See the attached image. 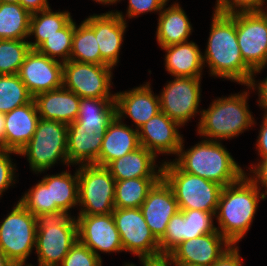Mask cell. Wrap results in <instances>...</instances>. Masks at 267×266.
<instances>
[{
  "label": "cell",
  "instance_id": "cell-1",
  "mask_svg": "<svg viewBox=\"0 0 267 266\" xmlns=\"http://www.w3.org/2000/svg\"><path fill=\"white\" fill-rule=\"evenodd\" d=\"M203 65L214 77L249 85L253 70L244 62L237 40L236 14L213 10ZM206 63V64H205Z\"/></svg>",
  "mask_w": 267,
  "mask_h": 266
},
{
  "label": "cell",
  "instance_id": "cell-2",
  "mask_svg": "<svg viewBox=\"0 0 267 266\" xmlns=\"http://www.w3.org/2000/svg\"><path fill=\"white\" fill-rule=\"evenodd\" d=\"M263 188L261 179L249 174L223 187L215 218L218 222L217 230L232 245H237L250 229L258 203L266 199Z\"/></svg>",
  "mask_w": 267,
  "mask_h": 266
},
{
  "label": "cell",
  "instance_id": "cell-3",
  "mask_svg": "<svg viewBox=\"0 0 267 266\" xmlns=\"http://www.w3.org/2000/svg\"><path fill=\"white\" fill-rule=\"evenodd\" d=\"M184 140L173 162L182 170L225 187L247 172L235 161L221 141L203 139L184 150Z\"/></svg>",
  "mask_w": 267,
  "mask_h": 266
},
{
  "label": "cell",
  "instance_id": "cell-4",
  "mask_svg": "<svg viewBox=\"0 0 267 266\" xmlns=\"http://www.w3.org/2000/svg\"><path fill=\"white\" fill-rule=\"evenodd\" d=\"M249 94L246 90L228 97H217L207 109H202L197 134L207 140L223 141L238 137L256 125L249 110Z\"/></svg>",
  "mask_w": 267,
  "mask_h": 266
},
{
  "label": "cell",
  "instance_id": "cell-5",
  "mask_svg": "<svg viewBox=\"0 0 267 266\" xmlns=\"http://www.w3.org/2000/svg\"><path fill=\"white\" fill-rule=\"evenodd\" d=\"M35 252L38 266H59L78 240L76 217L58 210L36 216Z\"/></svg>",
  "mask_w": 267,
  "mask_h": 266
},
{
  "label": "cell",
  "instance_id": "cell-6",
  "mask_svg": "<svg viewBox=\"0 0 267 266\" xmlns=\"http://www.w3.org/2000/svg\"><path fill=\"white\" fill-rule=\"evenodd\" d=\"M162 161V178L171 187L179 210L216 212L223 186L182 171L171 160Z\"/></svg>",
  "mask_w": 267,
  "mask_h": 266
},
{
  "label": "cell",
  "instance_id": "cell-7",
  "mask_svg": "<svg viewBox=\"0 0 267 266\" xmlns=\"http://www.w3.org/2000/svg\"><path fill=\"white\" fill-rule=\"evenodd\" d=\"M67 138L68 125L40 118L33 137L19 155L27 158L30 169L35 174L48 171L58 161L69 167Z\"/></svg>",
  "mask_w": 267,
  "mask_h": 266
},
{
  "label": "cell",
  "instance_id": "cell-8",
  "mask_svg": "<svg viewBox=\"0 0 267 266\" xmlns=\"http://www.w3.org/2000/svg\"><path fill=\"white\" fill-rule=\"evenodd\" d=\"M78 167V215L112 213L116 180L109 170L95 164Z\"/></svg>",
  "mask_w": 267,
  "mask_h": 266
},
{
  "label": "cell",
  "instance_id": "cell-9",
  "mask_svg": "<svg viewBox=\"0 0 267 266\" xmlns=\"http://www.w3.org/2000/svg\"><path fill=\"white\" fill-rule=\"evenodd\" d=\"M36 217L19 201L0 223V251L13 264H26L36 246Z\"/></svg>",
  "mask_w": 267,
  "mask_h": 266
},
{
  "label": "cell",
  "instance_id": "cell-10",
  "mask_svg": "<svg viewBox=\"0 0 267 266\" xmlns=\"http://www.w3.org/2000/svg\"><path fill=\"white\" fill-rule=\"evenodd\" d=\"M113 67L69 60L63 63V87L80 98H115Z\"/></svg>",
  "mask_w": 267,
  "mask_h": 266
},
{
  "label": "cell",
  "instance_id": "cell-11",
  "mask_svg": "<svg viewBox=\"0 0 267 266\" xmlns=\"http://www.w3.org/2000/svg\"><path fill=\"white\" fill-rule=\"evenodd\" d=\"M167 81L159 94L160 109L170 119L182 127L202 110L198 107L201 101L202 77H173Z\"/></svg>",
  "mask_w": 267,
  "mask_h": 266
},
{
  "label": "cell",
  "instance_id": "cell-12",
  "mask_svg": "<svg viewBox=\"0 0 267 266\" xmlns=\"http://www.w3.org/2000/svg\"><path fill=\"white\" fill-rule=\"evenodd\" d=\"M236 33L242 58L254 77L267 66V15L236 13Z\"/></svg>",
  "mask_w": 267,
  "mask_h": 266
},
{
  "label": "cell",
  "instance_id": "cell-13",
  "mask_svg": "<svg viewBox=\"0 0 267 266\" xmlns=\"http://www.w3.org/2000/svg\"><path fill=\"white\" fill-rule=\"evenodd\" d=\"M112 215L125 252L139 259L161 255L159 241L150 231L140 208H115Z\"/></svg>",
  "mask_w": 267,
  "mask_h": 266
},
{
  "label": "cell",
  "instance_id": "cell-14",
  "mask_svg": "<svg viewBox=\"0 0 267 266\" xmlns=\"http://www.w3.org/2000/svg\"><path fill=\"white\" fill-rule=\"evenodd\" d=\"M78 241L101 260L99 252H124L112 213L107 215H77Z\"/></svg>",
  "mask_w": 267,
  "mask_h": 266
},
{
  "label": "cell",
  "instance_id": "cell-15",
  "mask_svg": "<svg viewBox=\"0 0 267 266\" xmlns=\"http://www.w3.org/2000/svg\"><path fill=\"white\" fill-rule=\"evenodd\" d=\"M125 19L122 11L111 10L106 13L90 15L83 20L95 32L101 58L113 68L119 62L120 50L127 28Z\"/></svg>",
  "mask_w": 267,
  "mask_h": 266
},
{
  "label": "cell",
  "instance_id": "cell-16",
  "mask_svg": "<svg viewBox=\"0 0 267 266\" xmlns=\"http://www.w3.org/2000/svg\"><path fill=\"white\" fill-rule=\"evenodd\" d=\"M17 75L33 97L63 87V63L37 50H30Z\"/></svg>",
  "mask_w": 267,
  "mask_h": 266
},
{
  "label": "cell",
  "instance_id": "cell-17",
  "mask_svg": "<svg viewBox=\"0 0 267 266\" xmlns=\"http://www.w3.org/2000/svg\"><path fill=\"white\" fill-rule=\"evenodd\" d=\"M182 126L170 119L165 113L159 112L138 129L140 146L157 154L177 155L183 141L179 132Z\"/></svg>",
  "mask_w": 267,
  "mask_h": 266
},
{
  "label": "cell",
  "instance_id": "cell-18",
  "mask_svg": "<svg viewBox=\"0 0 267 266\" xmlns=\"http://www.w3.org/2000/svg\"><path fill=\"white\" fill-rule=\"evenodd\" d=\"M232 244L217 230L183 241L168 255L174 263L211 266Z\"/></svg>",
  "mask_w": 267,
  "mask_h": 266
},
{
  "label": "cell",
  "instance_id": "cell-19",
  "mask_svg": "<svg viewBox=\"0 0 267 266\" xmlns=\"http://www.w3.org/2000/svg\"><path fill=\"white\" fill-rule=\"evenodd\" d=\"M150 85L146 82L131 90L115 93L116 116L120 120L129 117L137 130L161 112L159 95H154Z\"/></svg>",
  "mask_w": 267,
  "mask_h": 266
},
{
  "label": "cell",
  "instance_id": "cell-20",
  "mask_svg": "<svg viewBox=\"0 0 267 266\" xmlns=\"http://www.w3.org/2000/svg\"><path fill=\"white\" fill-rule=\"evenodd\" d=\"M140 210L150 231L159 241L166 233L171 217L179 211L174 193L163 178L149 191Z\"/></svg>",
  "mask_w": 267,
  "mask_h": 266
},
{
  "label": "cell",
  "instance_id": "cell-21",
  "mask_svg": "<svg viewBox=\"0 0 267 266\" xmlns=\"http://www.w3.org/2000/svg\"><path fill=\"white\" fill-rule=\"evenodd\" d=\"M33 100L41 119L54 120L66 125L77 119L80 97L64 87L39 93Z\"/></svg>",
  "mask_w": 267,
  "mask_h": 266
},
{
  "label": "cell",
  "instance_id": "cell-22",
  "mask_svg": "<svg viewBox=\"0 0 267 266\" xmlns=\"http://www.w3.org/2000/svg\"><path fill=\"white\" fill-rule=\"evenodd\" d=\"M39 119L34 100L5 113V149L19 153L33 137Z\"/></svg>",
  "mask_w": 267,
  "mask_h": 266
},
{
  "label": "cell",
  "instance_id": "cell-23",
  "mask_svg": "<svg viewBox=\"0 0 267 266\" xmlns=\"http://www.w3.org/2000/svg\"><path fill=\"white\" fill-rule=\"evenodd\" d=\"M133 126L124 124L117 116L113 119L104 133L96 165L106 167L111 161L140 147L138 130Z\"/></svg>",
  "mask_w": 267,
  "mask_h": 266
},
{
  "label": "cell",
  "instance_id": "cell-24",
  "mask_svg": "<svg viewBox=\"0 0 267 266\" xmlns=\"http://www.w3.org/2000/svg\"><path fill=\"white\" fill-rule=\"evenodd\" d=\"M156 158L158 157L151 151L140 146L125 156L111 161L106 168L115 180L162 178L163 162L160 163V166L156 165Z\"/></svg>",
  "mask_w": 267,
  "mask_h": 266
},
{
  "label": "cell",
  "instance_id": "cell-25",
  "mask_svg": "<svg viewBox=\"0 0 267 266\" xmlns=\"http://www.w3.org/2000/svg\"><path fill=\"white\" fill-rule=\"evenodd\" d=\"M178 3H171V6L169 5L167 8L168 4L166 3L158 16L156 41L161 48L187 42L192 35V24Z\"/></svg>",
  "mask_w": 267,
  "mask_h": 266
},
{
  "label": "cell",
  "instance_id": "cell-26",
  "mask_svg": "<svg viewBox=\"0 0 267 266\" xmlns=\"http://www.w3.org/2000/svg\"><path fill=\"white\" fill-rule=\"evenodd\" d=\"M165 53V69L173 77H202L204 68L199 46L187 41L162 47Z\"/></svg>",
  "mask_w": 267,
  "mask_h": 266
},
{
  "label": "cell",
  "instance_id": "cell-27",
  "mask_svg": "<svg viewBox=\"0 0 267 266\" xmlns=\"http://www.w3.org/2000/svg\"><path fill=\"white\" fill-rule=\"evenodd\" d=\"M95 129L68 126L67 156L70 165L95 164L100 154L104 133Z\"/></svg>",
  "mask_w": 267,
  "mask_h": 266
},
{
  "label": "cell",
  "instance_id": "cell-28",
  "mask_svg": "<svg viewBox=\"0 0 267 266\" xmlns=\"http://www.w3.org/2000/svg\"><path fill=\"white\" fill-rule=\"evenodd\" d=\"M115 117V98H80L77 119L68 126L95 129V134L105 133Z\"/></svg>",
  "mask_w": 267,
  "mask_h": 266
},
{
  "label": "cell",
  "instance_id": "cell-29",
  "mask_svg": "<svg viewBox=\"0 0 267 266\" xmlns=\"http://www.w3.org/2000/svg\"><path fill=\"white\" fill-rule=\"evenodd\" d=\"M41 181L50 188L51 204L67 211L78 206V169L74 175L67 170L55 175L47 174Z\"/></svg>",
  "mask_w": 267,
  "mask_h": 266
},
{
  "label": "cell",
  "instance_id": "cell-30",
  "mask_svg": "<svg viewBox=\"0 0 267 266\" xmlns=\"http://www.w3.org/2000/svg\"><path fill=\"white\" fill-rule=\"evenodd\" d=\"M72 20L67 11H52L49 9L34 12L30 17L29 39L34 35V42L28 41L31 50H36L48 37L64 28ZM31 36V37H30Z\"/></svg>",
  "mask_w": 267,
  "mask_h": 266
},
{
  "label": "cell",
  "instance_id": "cell-31",
  "mask_svg": "<svg viewBox=\"0 0 267 266\" xmlns=\"http://www.w3.org/2000/svg\"><path fill=\"white\" fill-rule=\"evenodd\" d=\"M30 17L20 3H0V39L28 40Z\"/></svg>",
  "mask_w": 267,
  "mask_h": 266
},
{
  "label": "cell",
  "instance_id": "cell-32",
  "mask_svg": "<svg viewBox=\"0 0 267 266\" xmlns=\"http://www.w3.org/2000/svg\"><path fill=\"white\" fill-rule=\"evenodd\" d=\"M161 178H132L116 180L115 208H140L149 191Z\"/></svg>",
  "mask_w": 267,
  "mask_h": 266
},
{
  "label": "cell",
  "instance_id": "cell-33",
  "mask_svg": "<svg viewBox=\"0 0 267 266\" xmlns=\"http://www.w3.org/2000/svg\"><path fill=\"white\" fill-rule=\"evenodd\" d=\"M70 60L82 63L108 65L100 55L95 32L84 22H75Z\"/></svg>",
  "mask_w": 267,
  "mask_h": 266
},
{
  "label": "cell",
  "instance_id": "cell-34",
  "mask_svg": "<svg viewBox=\"0 0 267 266\" xmlns=\"http://www.w3.org/2000/svg\"><path fill=\"white\" fill-rule=\"evenodd\" d=\"M33 100L17 74L0 75V112L8 113Z\"/></svg>",
  "mask_w": 267,
  "mask_h": 266
},
{
  "label": "cell",
  "instance_id": "cell-35",
  "mask_svg": "<svg viewBox=\"0 0 267 266\" xmlns=\"http://www.w3.org/2000/svg\"><path fill=\"white\" fill-rule=\"evenodd\" d=\"M74 29L75 21L72 19L64 28L48 37L36 50L40 54L58 60L59 62L65 63L69 61Z\"/></svg>",
  "mask_w": 267,
  "mask_h": 266
},
{
  "label": "cell",
  "instance_id": "cell-36",
  "mask_svg": "<svg viewBox=\"0 0 267 266\" xmlns=\"http://www.w3.org/2000/svg\"><path fill=\"white\" fill-rule=\"evenodd\" d=\"M30 50L28 40L0 39V75L17 74Z\"/></svg>",
  "mask_w": 267,
  "mask_h": 266
},
{
  "label": "cell",
  "instance_id": "cell-37",
  "mask_svg": "<svg viewBox=\"0 0 267 266\" xmlns=\"http://www.w3.org/2000/svg\"><path fill=\"white\" fill-rule=\"evenodd\" d=\"M181 211L183 241L217 231V226L214 225L216 212L193 209Z\"/></svg>",
  "mask_w": 267,
  "mask_h": 266
},
{
  "label": "cell",
  "instance_id": "cell-38",
  "mask_svg": "<svg viewBox=\"0 0 267 266\" xmlns=\"http://www.w3.org/2000/svg\"><path fill=\"white\" fill-rule=\"evenodd\" d=\"M19 202L35 217L42 213L61 210L56 204H51L50 188L42 181L28 189Z\"/></svg>",
  "mask_w": 267,
  "mask_h": 266
},
{
  "label": "cell",
  "instance_id": "cell-39",
  "mask_svg": "<svg viewBox=\"0 0 267 266\" xmlns=\"http://www.w3.org/2000/svg\"><path fill=\"white\" fill-rule=\"evenodd\" d=\"M102 264L103 260L77 240L59 266H102Z\"/></svg>",
  "mask_w": 267,
  "mask_h": 266
},
{
  "label": "cell",
  "instance_id": "cell-40",
  "mask_svg": "<svg viewBox=\"0 0 267 266\" xmlns=\"http://www.w3.org/2000/svg\"><path fill=\"white\" fill-rule=\"evenodd\" d=\"M183 242L182 236V211L173 215L167 224L164 236L159 240L161 254H169L175 247Z\"/></svg>",
  "mask_w": 267,
  "mask_h": 266
},
{
  "label": "cell",
  "instance_id": "cell-41",
  "mask_svg": "<svg viewBox=\"0 0 267 266\" xmlns=\"http://www.w3.org/2000/svg\"><path fill=\"white\" fill-rule=\"evenodd\" d=\"M267 0H216L214 9L223 14L263 12Z\"/></svg>",
  "mask_w": 267,
  "mask_h": 266
},
{
  "label": "cell",
  "instance_id": "cell-42",
  "mask_svg": "<svg viewBox=\"0 0 267 266\" xmlns=\"http://www.w3.org/2000/svg\"><path fill=\"white\" fill-rule=\"evenodd\" d=\"M12 153L19 155V153L11 150H5L0 153V197H2L3 193L17 181L15 178L16 164L12 162L13 159L10 156Z\"/></svg>",
  "mask_w": 267,
  "mask_h": 266
},
{
  "label": "cell",
  "instance_id": "cell-43",
  "mask_svg": "<svg viewBox=\"0 0 267 266\" xmlns=\"http://www.w3.org/2000/svg\"><path fill=\"white\" fill-rule=\"evenodd\" d=\"M169 1L170 0H128V7L125 15L131 19L148 12L160 14L163 6L169 3Z\"/></svg>",
  "mask_w": 267,
  "mask_h": 266
},
{
  "label": "cell",
  "instance_id": "cell-44",
  "mask_svg": "<svg viewBox=\"0 0 267 266\" xmlns=\"http://www.w3.org/2000/svg\"><path fill=\"white\" fill-rule=\"evenodd\" d=\"M259 134L257 136L256 149L260 160L255 165L252 164L249 170V175H258L264 168L267 167V115H263L262 122L259 129Z\"/></svg>",
  "mask_w": 267,
  "mask_h": 266
},
{
  "label": "cell",
  "instance_id": "cell-45",
  "mask_svg": "<svg viewBox=\"0 0 267 266\" xmlns=\"http://www.w3.org/2000/svg\"><path fill=\"white\" fill-rule=\"evenodd\" d=\"M238 245H231L211 266H244Z\"/></svg>",
  "mask_w": 267,
  "mask_h": 266
},
{
  "label": "cell",
  "instance_id": "cell-46",
  "mask_svg": "<svg viewBox=\"0 0 267 266\" xmlns=\"http://www.w3.org/2000/svg\"><path fill=\"white\" fill-rule=\"evenodd\" d=\"M247 88L248 90L257 91L259 97L257 100L258 106L263 109V115H267V76L260 81H256L255 77H252Z\"/></svg>",
  "mask_w": 267,
  "mask_h": 266
},
{
  "label": "cell",
  "instance_id": "cell-47",
  "mask_svg": "<svg viewBox=\"0 0 267 266\" xmlns=\"http://www.w3.org/2000/svg\"><path fill=\"white\" fill-rule=\"evenodd\" d=\"M143 266H171L174 265L172 258L168 254H161L155 257L140 258Z\"/></svg>",
  "mask_w": 267,
  "mask_h": 266
},
{
  "label": "cell",
  "instance_id": "cell-48",
  "mask_svg": "<svg viewBox=\"0 0 267 266\" xmlns=\"http://www.w3.org/2000/svg\"><path fill=\"white\" fill-rule=\"evenodd\" d=\"M19 3L23 6L24 9L28 10L31 14L50 8L48 0H19Z\"/></svg>",
  "mask_w": 267,
  "mask_h": 266
},
{
  "label": "cell",
  "instance_id": "cell-49",
  "mask_svg": "<svg viewBox=\"0 0 267 266\" xmlns=\"http://www.w3.org/2000/svg\"><path fill=\"white\" fill-rule=\"evenodd\" d=\"M0 141L5 147V113L0 112Z\"/></svg>",
  "mask_w": 267,
  "mask_h": 266
},
{
  "label": "cell",
  "instance_id": "cell-50",
  "mask_svg": "<svg viewBox=\"0 0 267 266\" xmlns=\"http://www.w3.org/2000/svg\"><path fill=\"white\" fill-rule=\"evenodd\" d=\"M257 176L261 179L263 183L265 189V197L267 198V167L264 168Z\"/></svg>",
  "mask_w": 267,
  "mask_h": 266
},
{
  "label": "cell",
  "instance_id": "cell-51",
  "mask_svg": "<svg viewBox=\"0 0 267 266\" xmlns=\"http://www.w3.org/2000/svg\"><path fill=\"white\" fill-rule=\"evenodd\" d=\"M13 263L7 258V256L0 251V266H12Z\"/></svg>",
  "mask_w": 267,
  "mask_h": 266
},
{
  "label": "cell",
  "instance_id": "cell-52",
  "mask_svg": "<svg viewBox=\"0 0 267 266\" xmlns=\"http://www.w3.org/2000/svg\"><path fill=\"white\" fill-rule=\"evenodd\" d=\"M93 1L102 5H113L119 2V0H93Z\"/></svg>",
  "mask_w": 267,
  "mask_h": 266
},
{
  "label": "cell",
  "instance_id": "cell-53",
  "mask_svg": "<svg viewBox=\"0 0 267 266\" xmlns=\"http://www.w3.org/2000/svg\"><path fill=\"white\" fill-rule=\"evenodd\" d=\"M173 266H198V265H193L188 263H174Z\"/></svg>",
  "mask_w": 267,
  "mask_h": 266
},
{
  "label": "cell",
  "instance_id": "cell-54",
  "mask_svg": "<svg viewBox=\"0 0 267 266\" xmlns=\"http://www.w3.org/2000/svg\"><path fill=\"white\" fill-rule=\"evenodd\" d=\"M0 3H19V0H0Z\"/></svg>",
  "mask_w": 267,
  "mask_h": 266
},
{
  "label": "cell",
  "instance_id": "cell-55",
  "mask_svg": "<svg viewBox=\"0 0 267 266\" xmlns=\"http://www.w3.org/2000/svg\"><path fill=\"white\" fill-rule=\"evenodd\" d=\"M12 266H34V265H32L31 263H28L27 261L26 264H13Z\"/></svg>",
  "mask_w": 267,
  "mask_h": 266
},
{
  "label": "cell",
  "instance_id": "cell-56",
  "mask_svg": "<svg viewBox=\"0 0 267 266\" xmlns=\"http://www.w3.org/2000/svg\"><path fill=\"white\" fill-rule=\"evenodd\" d=\"M5 147L3 145V143L0 141V153H2L3 151H5Z\"/></svg>",
  "mask_w": 267,
  "mask_h": 266
},
{
  "label": "cell",
  "instance_id": "cell-57",
  "mask_svg": "<svg viewBox=\"0 0 267 266\" xmlns=\"http://www.w3.org/2000/svg\"><path fill=\"white\" fill-rule=\"evenodd\" d=\"M124 266H136L135 264H133V263H125V265Z\"/></svg>",
  "mask_w": 267,
  "mask_h": 266
}]
</instances>
